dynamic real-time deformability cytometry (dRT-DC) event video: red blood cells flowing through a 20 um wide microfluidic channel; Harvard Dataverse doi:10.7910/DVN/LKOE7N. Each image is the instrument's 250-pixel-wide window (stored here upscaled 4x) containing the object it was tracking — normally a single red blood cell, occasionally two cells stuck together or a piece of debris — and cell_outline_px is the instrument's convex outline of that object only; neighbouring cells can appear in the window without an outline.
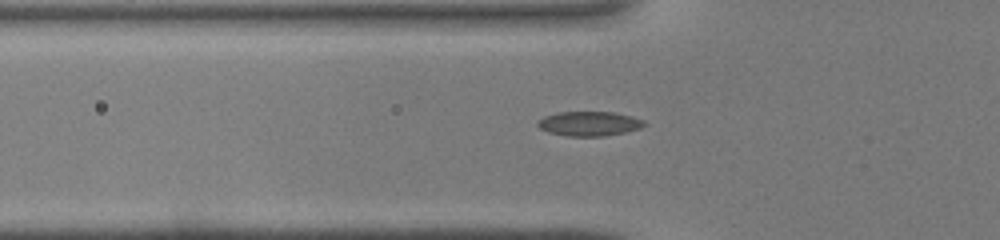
{"species": "common noctule bat (a hibernating species)", "species_latin": "Nyctalus noctula", "temperature_condition": "warm", "stored_images_in_passage": 33, "segment_of_instrument_passage": [1, 2], "camera_frame_rate_fps": 3000, "um_per_image_px": 0.085, "animal": {"sex": "male", "body_mass_g": 19.0, "forearm_length_mm": 50.8}, "frame": {"image": 1, "passage_image": 3, "time_ms": 0.667, "image_size_px": [1000, 240], "cell_outline_px": [[648, 124], [640, 128], [624, 132], [604, 136], [568, 136], [548, 132], [540, 128], [536, 124], [536, 120], [544, 116], [560, 112], [612, 112], [632, 116], [644, 120]], "centroid_in_image_um": [50.07, 10.51], "position_along_channel_um": 75.7, "area_um2": 15.26}}
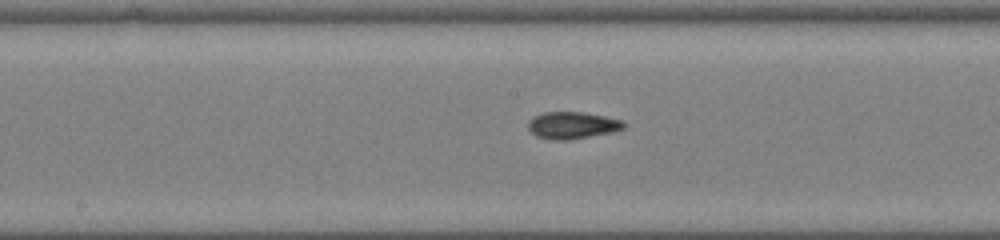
{"frame": {"image": 2, "passage_image": 11, "time_ms": 3.333, "image_size_px": [1000, 240], "cell_outline_px": [[624, 128], [612, 132], [568, 140], [552, 140], [536, 136], [528, 128], [528, 124], [536, 116], [544, 112], [580, 112], [604, 116], [620, 120], [624, 124]], "centroid_in_image_um": [48.64, 10.66], "position_along_channel_um": 199.6, "area_um2": 14.68}}
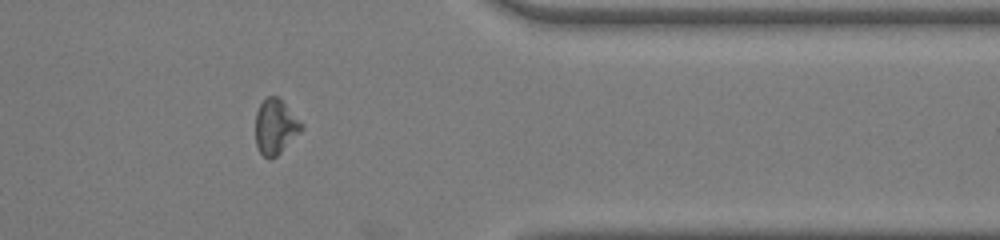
{"frame": {"image": 3, "passage_image": 24, "time_ms": 7.667, "image_size_px": [1000, 240], "cell_outline_px": [[304, 128], [276, 156], [268, 160], [260, 152], [256, 144], [256, 112], [260, 104], [268, 96], [276, 96], [304, 124]], "centroid_in_image_um": [23.41, 10.78], "position_along_channel_um": 388.0, "area_um2": 14.45}}